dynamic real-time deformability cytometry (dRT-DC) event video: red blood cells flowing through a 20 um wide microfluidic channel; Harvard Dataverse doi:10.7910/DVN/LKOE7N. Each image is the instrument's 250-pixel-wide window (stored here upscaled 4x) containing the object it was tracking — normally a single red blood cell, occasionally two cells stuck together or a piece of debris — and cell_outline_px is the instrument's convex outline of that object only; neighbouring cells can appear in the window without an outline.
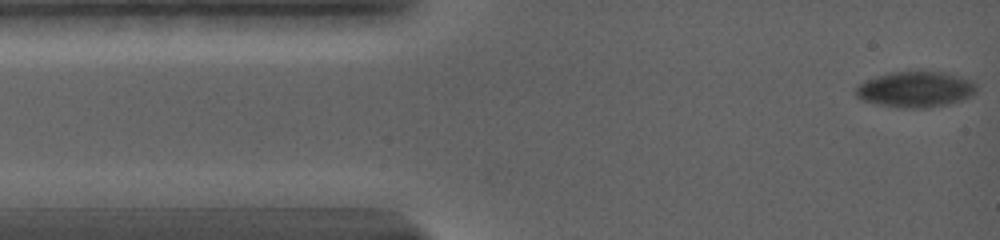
{"species": "common noctule bat (a hibernating species)", "species_latin": "Nyctalus noctula", "temperature_condition": "warm", "stored_images_in_passage": 8, "camera_frame_rate_fps": 5000, "um_per_image_px": 0.085, "animal": {"sex": "female", "body_mass_g": 19.0, "forearm_length_mm": 56.7}, "frame": {"image": 1, "passage_image": 1, "time_ms": 0.0, "image_size_px": [1000, 240], "cell_outline_px": [[976, 92], [972, 96], [948, 104], [928, 108], [896, 108], [876, 104], [860, 100], [856, 96], [856, 88], [864, 80], [876, 76], [892, 72], [920, 68], [948, 72], [972, 80], [976, 84]], "centroid_in_image_um": [77.83, 7.56], "position_along_channel_um": 7.2, "area_um2": 26.24}}
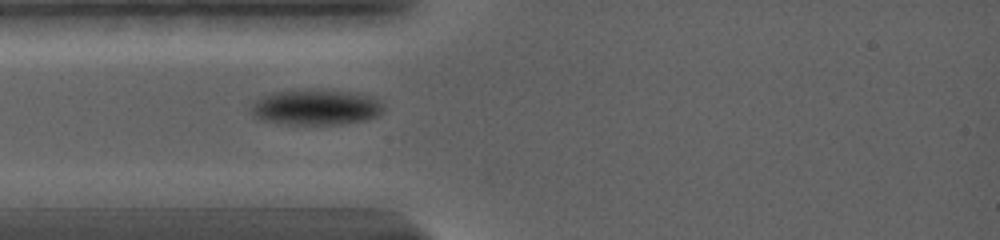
{"frame": {"image": 2, "passage_image": 7, "time_ms": 3.4, "image_size_px": [1000, 240], "cell_outline_px": [[384, 112], [380, 116], [368, 120], [340, 124], [288, 124], [264, 120], [252, 116], [248, 112], [252, 104], [260, 96], [272, 92], [308, 88], [312, 88], [356, 92], [372, 96], [380, 100], [384, 104]], "centroid_in_image_um": [26.89, 9.09], "position_along_channel_um": 58.1, "area_um2": 28.38}}